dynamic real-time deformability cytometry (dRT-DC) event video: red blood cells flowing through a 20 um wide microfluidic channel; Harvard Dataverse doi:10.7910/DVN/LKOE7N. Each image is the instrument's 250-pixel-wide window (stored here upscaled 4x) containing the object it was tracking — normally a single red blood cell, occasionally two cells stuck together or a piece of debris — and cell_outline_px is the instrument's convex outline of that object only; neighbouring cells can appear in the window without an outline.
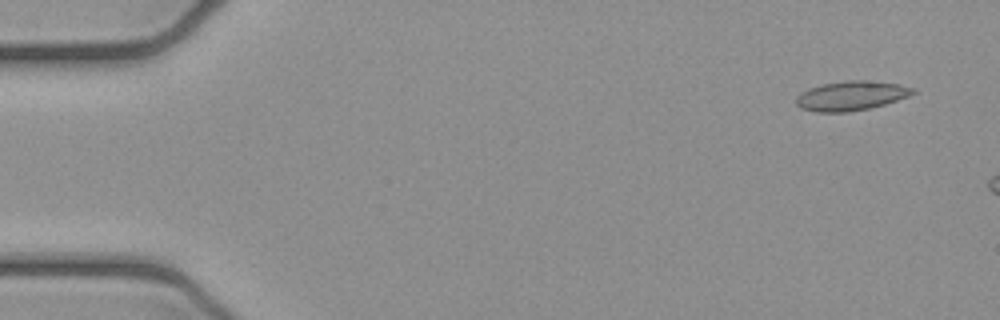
{"species": "common noctule bat (a hibernating species)", "species_latin": "Nyctalus noctula", "temperature_condition": "cold", "stored_images_in_passage": 3, "camera_frame_rate_fps": 3000, "um_per_image_px": 0.085, "animal": {"sex": "female", "body_mass_g": 21.9}, "frame": {"image": 1, "passage_image": 1, "time_ms": 0.0, "image_size_px": [1000, 320], "cell_outline_px": [[916, 92], [908, 96], [884, 104], [868, 108], [848, 112], [816, 112], [800, 108], [796, 104], [796, 96], [800, 92], [808, 88], [824, 84], [848, 80], [864, 80], [900, 84], [916, 88]], "centroid_in_image_um": [72.33, 8.14], "position_along_channel_um": 12.7, "area_um2": 20.0}}